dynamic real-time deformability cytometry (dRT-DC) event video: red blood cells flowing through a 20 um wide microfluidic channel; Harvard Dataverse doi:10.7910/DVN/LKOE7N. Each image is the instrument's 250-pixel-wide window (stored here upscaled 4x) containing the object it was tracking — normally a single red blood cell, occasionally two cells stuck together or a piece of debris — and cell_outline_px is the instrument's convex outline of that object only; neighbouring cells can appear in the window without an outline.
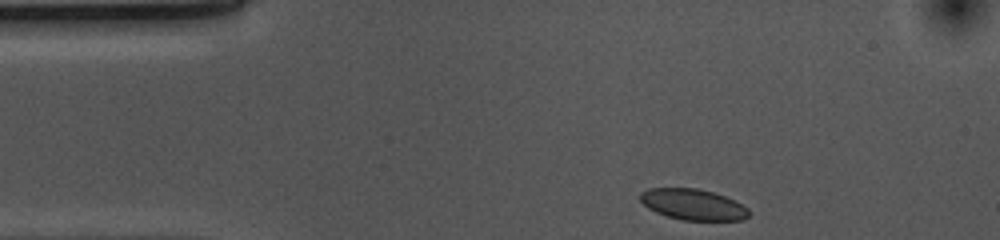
{"species": "common noctule bat (a hibernating species)", "species_latin": "Nyctalus noctula", "temperature_condition": "cold", "stored_images_in_passage": 35, "camera_frame_rate_fps": 3000, "um_per_image_px": 0.085, "animal": {"sex": "female", "body_mass_g": 10.0, "forearm_length_mm": 53.1}, "frame": {"image": 1, "passage_image": 1, "time_ms": 0.0, "image_size_px": [1000, 240], "cell_outline_px": [[748, 216], [744, 220], [684, 220], [668, 216], [656, 212], [648, 208], [640, 200], [640, 192], [648, 188], [700, 188], [724, 196], [748, 208]], "centroid_in_image_um": [58.88, 17.37], "position_along_channel_um": 26.1, "area_um2": 19.42}}
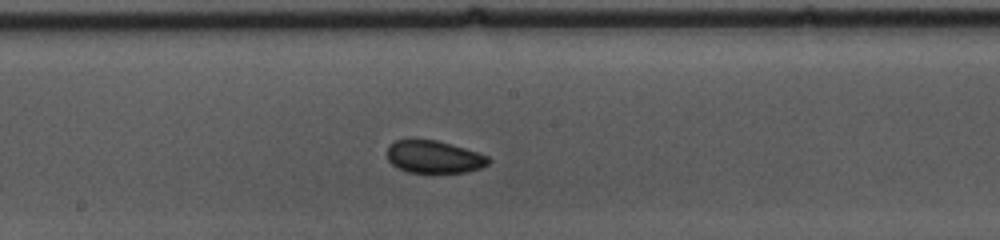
{"frame": {"image": 2, "passage_image": 20, "time_ms": 6.333, "image_size_px": [1000, 240], "cell_outline_px": [[492, 160], [488, 164], [480, 168], [464, 172], [408, 172], [396, 168], [388, 160], [388, 148], [396, 140], [436, 140], [464, 148], [488, 156]], "centroid_in_image_um": [36.89, 13.34], "position_along_channel_um": 211.3, "area_um2": 18.9}}
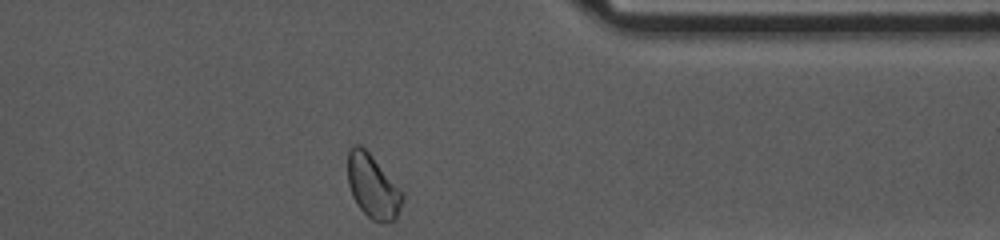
{"frame": {"image": 3, "passage_image": 35, "time_ms": 11.333, "image_size_px": [1000, 240], "cell_outline_px": [[404, 196], [396, 220], [384, 224], [372, 220], [360, 208], [352, 196], [348, 184], [348, 148], [352, 144], [360, 144], [372, 156], [404, 192]], "centroid_in_image_um": [31.69, 15.85], "position_along_channel_um": 379.7, "area_um2": 20.46}, "authors_computed_cell_mechanics": {"area_um2": 20.0566, "velocity_mm_per_s": 3.6522, "shape_relaxation_time_tau1_ms": 3.0758, "shape_relaxation_time_tau2_ms": 3.7928, "deformation_change_tau1": 0.0398, "deformation_change_tau2": 0.0581}}